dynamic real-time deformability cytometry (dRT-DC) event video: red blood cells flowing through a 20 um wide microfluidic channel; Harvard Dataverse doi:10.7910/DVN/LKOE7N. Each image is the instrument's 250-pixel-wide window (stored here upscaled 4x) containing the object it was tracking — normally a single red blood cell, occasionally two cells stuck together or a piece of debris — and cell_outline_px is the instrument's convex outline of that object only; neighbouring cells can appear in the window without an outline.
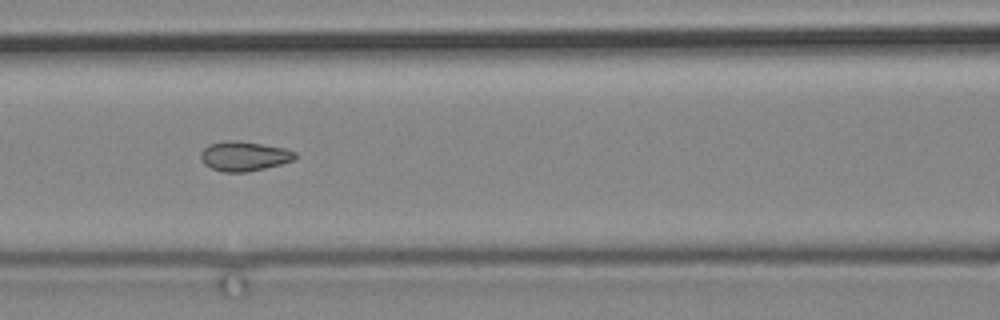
{"species": "common noctule bat (a hibernating species)", "species_latin": "Nyctalus noctula", "temperature_condition": "cold", "stored_images_in_passage": 9, "camera_frame_rate_fps": 3000, "um_per_image_px": 0.085, "animal": {"sex": "male", "body_mass_g": 19.2, "forearm_length_mm": 51.8}, "frame": {"image": 1, "passage_image": 8, "time_ms": 8.0, "image_size_px": [1000, 320], "cell_outline_px": [[296, 160], [248, 172], [224, 172], [212, 168], [204, 164], [200, 156], [200, 152], [208, 144], [228, 140], [240, 140], [284, 148], [296, 152]], "centroid_in_image_um": [20.74, 13.26], "position_along_channel_um": 145.9, "area_um2": 16.36}}
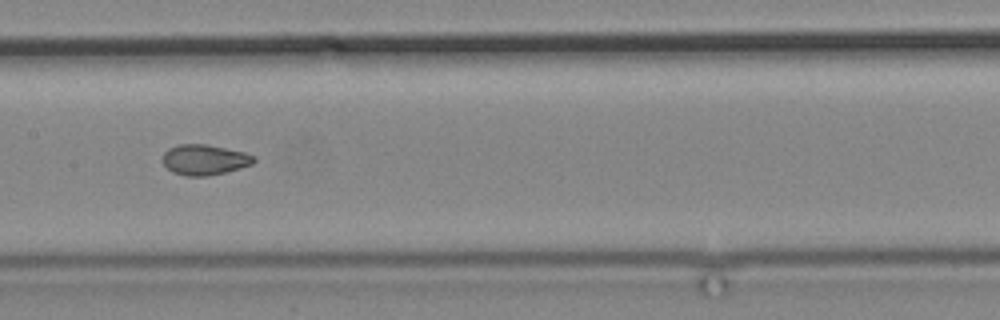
{"frame": {"image": 2, "passage_image": 9, "time_ms": 9.333, "image_size_px": [1000, 320], "cell_outline_px": [[256, 160], [252, 164], [240, 168], [224, 172], [204, 176], [188, 176], [172, 172], [160, 160], [164, 152], [168, 148], [176, 144], [208, 144], [244, 152], [256, 156]], "centroid_in_image_um": [17.36, 13.56], "position_along_channel_um": 190.0, "area_um2": 16.3}}